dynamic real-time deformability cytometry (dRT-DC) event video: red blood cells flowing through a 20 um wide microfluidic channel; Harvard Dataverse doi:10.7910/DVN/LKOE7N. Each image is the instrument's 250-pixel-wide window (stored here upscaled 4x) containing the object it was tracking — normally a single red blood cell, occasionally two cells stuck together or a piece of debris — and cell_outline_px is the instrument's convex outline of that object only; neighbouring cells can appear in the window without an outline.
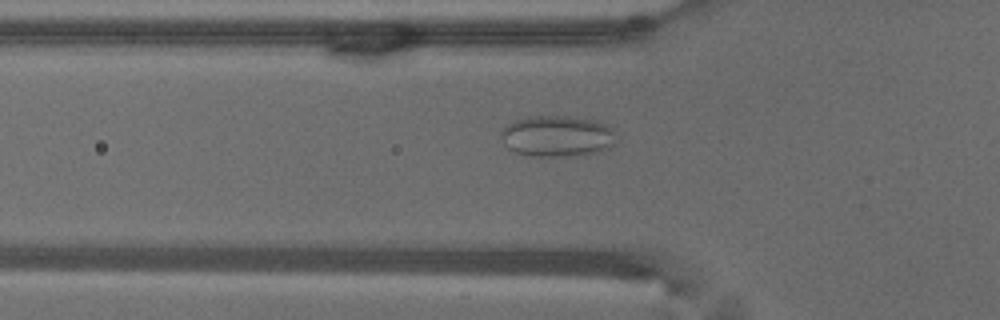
{"species": "common noctule bat (a hibernating species)", "species_latin": "Nyctalus noctula", "temperature_condition": "warm", "stored_images_in_passage": 45, "camera_frame_rate_fps": 3000, "um_per_image_px": 0.085, "animal": {"sex": "male", "body_mass_g": 18.8}, "frame": {"image": 1, "passage_image": 10, "time_ms": 3.0, "image_size_px": [1000, 320], "cell_outline_px": [[616, 144], [600, 152], [584, 156], [532, 156], [516, 152], [508, 148], [504, 144], [500, 136], [500, 128], [516, 120], [528, 116], [568, 116], [596, 120], [608, 124], [612, 128]], "centroid_in_image_um": [47.37, 11.58], "position_along_channel_um": 78.4, "area_um2": 28.15}}
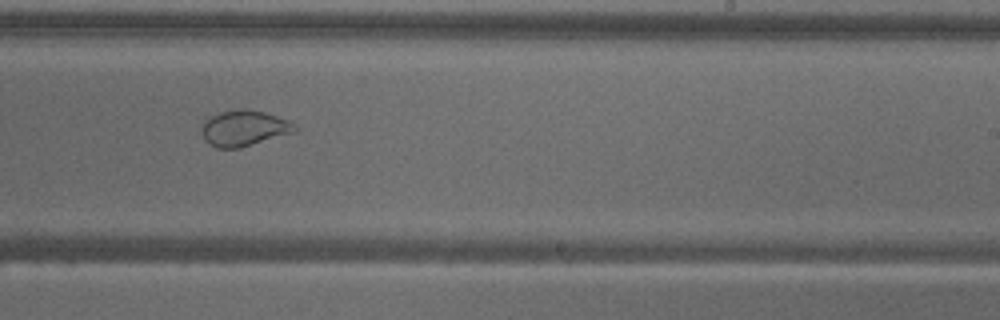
{"frame": {"image": 2, "passage_image": 25, "time_ms": 8.0, "image_size_px": [1000, 320], "cell_outline_px": [[300, 128], [292, 132], [240, 148], [216, 148], [208, 144], [204, 140], [204, 120], [208, 116], [216, 112], [240, 108], [244, 108], [264, 112], [288, 120]], "centroid_in_image_um": [20.71, 10.88], "position_along_channel_um": 268.3, "area_um2": 19.36}}
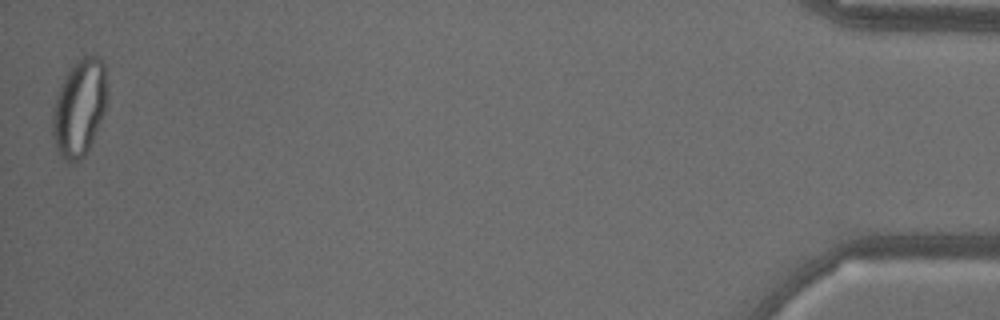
{"frame": {"image": 3, "passage_image": 45, "time_ms": 14.667, "image_size_px": [1000, 320], "cell_outline_px": [[108, 96], [104, 112], [92, 140], [84, 156], [80, 160], [72, 164], [68, 164], [60, 156], [52, 136], [52, 116], [60, 84], [68, 72], [84, 56], [96, 52], [100, 56], [104, 64]], "centroid_in_image_um": [6.76, 9.16], "position_along_channel_um": 428.4, "area_um2": 30.87}, "authors_computed_cell_mechanics": {"area_um2": 25.721, "velocity_mm_per_s": 3.7723, "shape_relaxation_time_tau1_ms": null, "shape_relaxation_time_tau2_ms": 0.5582, "deformation_change_tau1": null, "deformation_change_tau2": 0.0604}}